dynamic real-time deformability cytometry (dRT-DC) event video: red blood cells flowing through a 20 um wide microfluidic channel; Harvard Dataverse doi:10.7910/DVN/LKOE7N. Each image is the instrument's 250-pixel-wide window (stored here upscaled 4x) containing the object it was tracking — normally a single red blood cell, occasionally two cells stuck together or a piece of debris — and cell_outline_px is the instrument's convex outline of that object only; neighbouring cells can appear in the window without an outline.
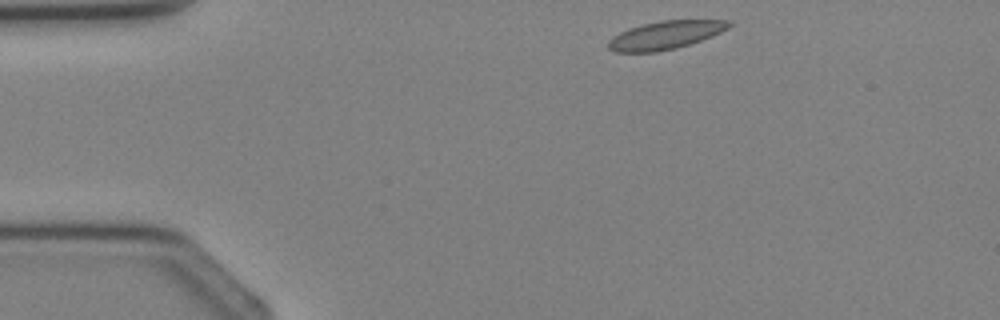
{"species": "Egyptian fruit bat (a non-hibernating species)", "species_latin": "Rousettus aegyptiacus", "temperature_condition": "cold", "stored_images_in_passage": 3, "segment_of_instrument_passage": [2, 2], "camera_frame_rate_fps": 3000, "um_per_image_px": 0.085, "animal": {"sex": "female"}, "frame": {"image": 1, "passage_image": 3, "time_ms": 3.333, "image_size_px": [1000, 320], "cell_outline_px": [[732, 24], [728, 28], [712, 36], [676, 48], [656, 52], [616, 52], [608, 48], [608, 40], [612, 36], [628, 28], [660, 20], [732, 20]], "centroid_in_image_um": [56.54, 2.98], "position_along_channel_um": 28.5, "area_um2": 19.77}}